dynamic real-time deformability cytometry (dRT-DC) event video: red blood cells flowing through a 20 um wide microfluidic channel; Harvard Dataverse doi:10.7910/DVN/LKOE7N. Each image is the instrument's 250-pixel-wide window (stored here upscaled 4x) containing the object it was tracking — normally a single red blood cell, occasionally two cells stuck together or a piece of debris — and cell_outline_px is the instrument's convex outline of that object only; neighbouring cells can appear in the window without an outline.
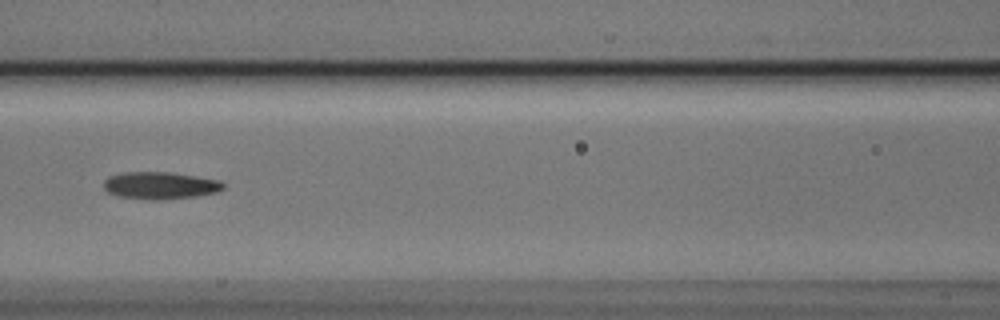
{"species": "Egyptian fruit bat (a non-hibernating species)", "species_latin": "Rousettus aegyptiacus", "temperature_condition": "cold", "stored_images_in_passage": 8, "camera_frame_rate_fps": 3000, "um_per_image_px": 0.085, "animal": {"sex": "male"}, "frame": {"image": 1, "passage_image": 8, "time_ms": 2.333, "image_size_px": [1000, 320], "cell_outline_px": [[224, 188], [216, 192], [196, 196], [160, 200], [152, 200], [120, 196], [108, 192], [104, 188], [104, 180], [108, 176], [124, 172], [172, 172], [220, 180], [224, 184]], "centroid_in_image_um": [13.62, 15.76], "position_along_channel_um": 153.0, "area_um2": 18.96}}